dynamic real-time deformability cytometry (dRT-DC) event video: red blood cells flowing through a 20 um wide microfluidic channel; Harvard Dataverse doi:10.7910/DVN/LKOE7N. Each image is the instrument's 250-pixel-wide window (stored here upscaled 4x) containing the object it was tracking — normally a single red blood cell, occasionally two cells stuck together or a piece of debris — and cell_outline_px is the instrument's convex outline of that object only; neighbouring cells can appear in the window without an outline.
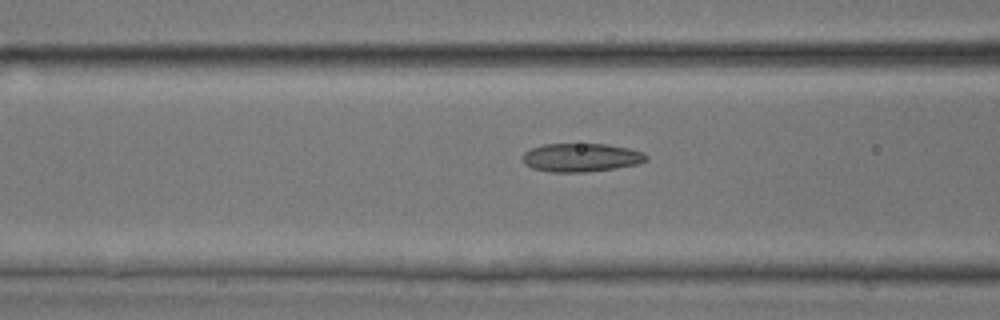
{"species": "common noctule bat (a hibernating species)", "species_latin": "Nyctalus noctula", "temperature_condition": "room temperature", "stored_images_in_passage": 9, "camera_frame_rate_fps": 3000, "um_per_image_px": 0.085, "animal": {"sex": "male", "body_mass_g": 17.9, "forearm_length_mm": 54.2}, "frame": {"image": 1, "passage_image": 7, "time_ms": 2.0, "image_size_px": [1000, 320], "cell_outline_px": [[648, 160], [636, 164], [616, 168], [584, 172], [548, 172], [532, 168], [524, 164], [520, 156], [524, 152], [532, 148], [544, 144], [608, 144], [628, 148], [644, 152], [648, 156]], "centroid_in_image_um": [49.37, 13.39], "position_along_channel_um": 117.2, "area_um2": 20.69}}